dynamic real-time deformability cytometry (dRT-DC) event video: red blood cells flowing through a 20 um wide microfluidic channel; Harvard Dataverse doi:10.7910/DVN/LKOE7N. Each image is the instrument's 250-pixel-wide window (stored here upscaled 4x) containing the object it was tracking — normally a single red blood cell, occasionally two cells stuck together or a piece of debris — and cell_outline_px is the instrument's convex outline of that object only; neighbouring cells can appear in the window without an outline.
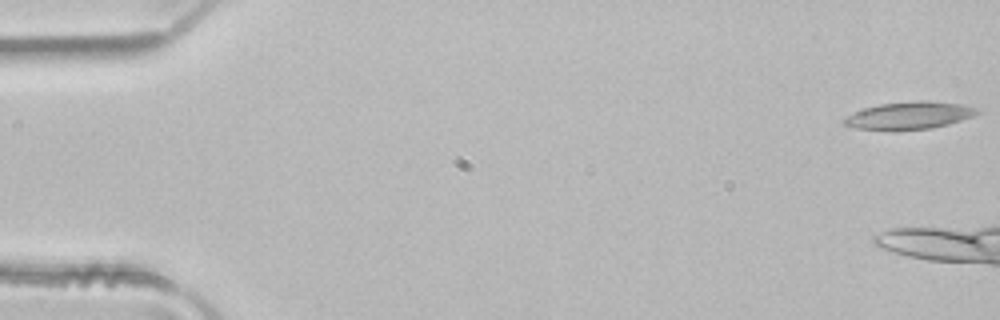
{"species": "common noctule bat (a hibernating species)", "species_latin": "Nyctalus noctula", "temperature_condition": "room temperature", "stored_images_in_passage": 6, "camera_frame_rate_fps": 3000, "um_per_image_px": 0.085, "animal": {"sex": "male", "body_mass_g": 21.5, "forearm_length_mm": 52.0}, "frame": {"image": 1, "passage_image": 1, "time_ms": 0.0, "image_size_px": [1000, 320], "cell_outline_px": [[980, 112], [972, 116], [948, 124], [932, 128], [856, 128], [844, 124], [844, 120], [848, 116], [864, 108], [880, 104], [916, 100], [920, 100], [960, 104], [980, 108]], "centroid_in_image_um": [77.37, 9.77], "position_along_channel_um": 7.6, "area_um2": 20.35}}